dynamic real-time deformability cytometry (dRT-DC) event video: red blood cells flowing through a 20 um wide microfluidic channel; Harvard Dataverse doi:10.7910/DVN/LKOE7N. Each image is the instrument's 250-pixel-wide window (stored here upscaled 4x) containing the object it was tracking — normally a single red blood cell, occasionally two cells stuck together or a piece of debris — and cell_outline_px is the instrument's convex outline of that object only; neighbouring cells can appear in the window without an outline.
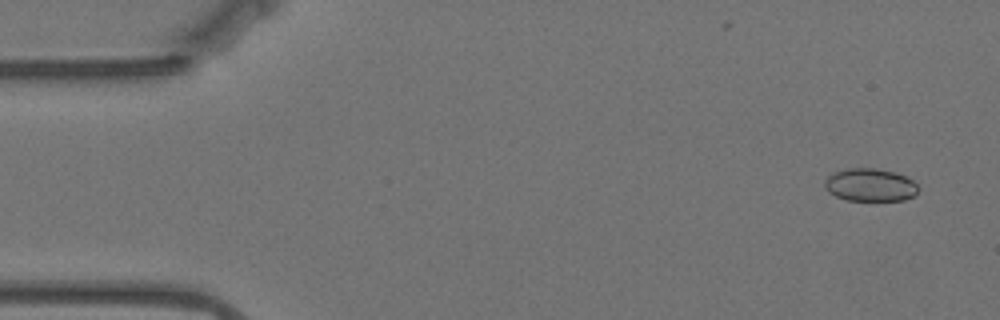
{"species": "Egyptian fruit bat (a non-hibernating species)", "species_latin": "Rousettus aegyptiacus", "temperature_condition": "warm", "stored_images_in_passage": 15, "camera_frame_rate_fps": 3000, "um_per_image_px": 0.085, "animal": {"sex": "female"}, "frame": {"image": 1, "passage_image": 3, "time_ms": 0.667, "image_size_px": [1000, 320], "cell_outline_px": [[916, 192], [912, 196], [904, 200], [848, 200], [836, 196], [828, 192], [824, 188], [824, 180], [832, 172], [848, 168], [876, 168], [896, 172], [912, 180], [916, 184]], "centroid_in_image_um": [73.9, 15.7], "position_along_channel_um": 11.1, "area_um2": 17.86}}
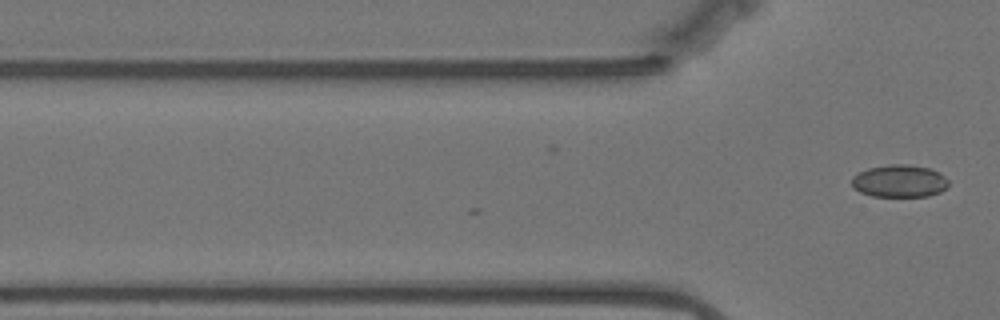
{"frame": {"image": 2, "passage_image": 15, "time_ms": 4.667, "image_size_px": [1000, 320], "cell_outline_px": [[948, 184], [940, 192], [928, 196], [872, 196], [860, 192], [852, 188], [852, 176], [868, 168], [892, 164], [908, 164], [928, 168], [944, 176], [948, 180]], "centroid_in_image_um": [76.42, 15.39], "position_along_channel_um": 49.4, "area_um2": 18.15}}